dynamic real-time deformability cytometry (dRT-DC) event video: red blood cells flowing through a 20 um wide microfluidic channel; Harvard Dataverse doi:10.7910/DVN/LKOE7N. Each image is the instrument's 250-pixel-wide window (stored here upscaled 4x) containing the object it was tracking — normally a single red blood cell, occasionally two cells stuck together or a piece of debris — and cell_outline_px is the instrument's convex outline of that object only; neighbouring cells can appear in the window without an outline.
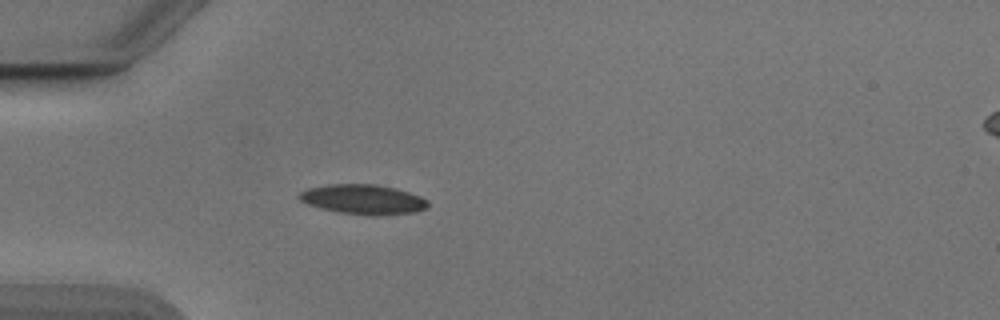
{"species": "Egyptian fruit bat (a non-hibernating species)", "species_latin": "Rousettus aegyptiacus", "temperature_condition": "cold", "stored_images_in_passage": 38, "camera_frame_rate_fps": 3000, "um_per_image_px": 0.085, "animal": {"sex": "male"}, "frame": {"image": 1, "passage_image": 1, "time_ms": 0.0, "image_size_px": [1000, 320], "cell_outline_px": [[428, 204], [424, 208], [416, 212], [372, 216], [340, 212], [320, 208], [308, 204], [300, 200], [296, 196], [300, 192], [308, 188], [328, 184], [376, 184], [396, 188], [420, 196], [428, 200]], "centroid_in_image_um": [30.85, 16.94], "position_along_channel_um": 54.2, "area_um2": 22.31}}
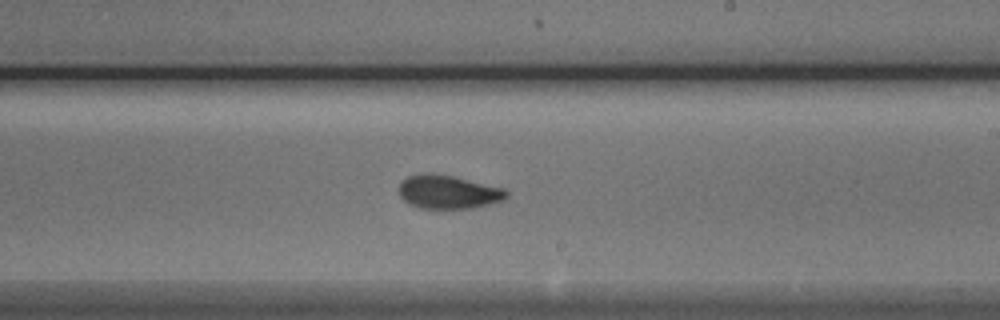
{"frame": {"image": 2, "passage_image": 17, "time_ms": 5.333, "image_size_px": [1000, 320], "cell_outline_px": [[508, 196], [504, 200], [472, 208], [420, 208], [408, 204], [400, 196], [400, 180], [408, 176], [424, 172], [432, 172], [452, 176], [504, 188], [508, 192]], "centroid_in_image_um": [38.07, 16.3], "position_along_channel_um": 250.9, "area_um2": 21.1}}
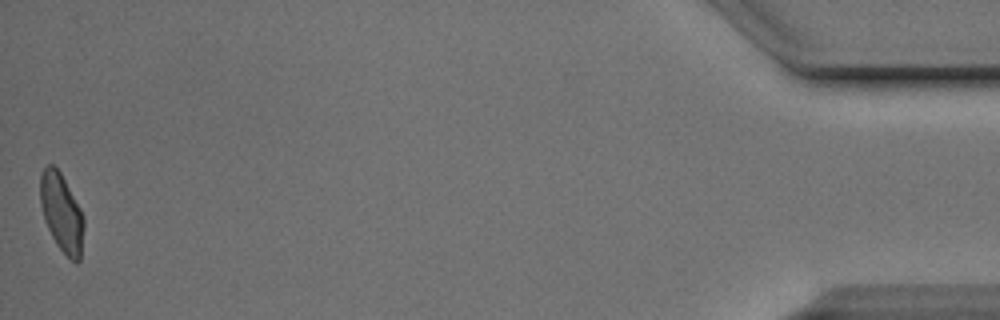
{"frame": {"image": 3, "passage_image": 38, "time_ms": 12.333, "image_size_px": [1000, 320], "cell_outline_px": [[84, 228], [80, 260], [76, 264], [56, 244], [44, 220], [40, 204], [40, 176], [44, 168], [48, 164], [52, 164], [60, 172], [80, 208], [84, 216]], "centroid_in_image_um": [5.24, 18.09], "position_along_channel_um": 430.0, "area_um2": 19.77}, "authors_computed_cell_mechanics": {"area_um2": 20.9814, "velocity_mm_per_s": 3.8863, "shape_relaxation_time_tau1_ms": 2.9546, "shape_relaxation_time_tau2_ms": 1.4884, "deformation_change_tau1": 0.1216, "deformation_change_tau2": 0.0658}}